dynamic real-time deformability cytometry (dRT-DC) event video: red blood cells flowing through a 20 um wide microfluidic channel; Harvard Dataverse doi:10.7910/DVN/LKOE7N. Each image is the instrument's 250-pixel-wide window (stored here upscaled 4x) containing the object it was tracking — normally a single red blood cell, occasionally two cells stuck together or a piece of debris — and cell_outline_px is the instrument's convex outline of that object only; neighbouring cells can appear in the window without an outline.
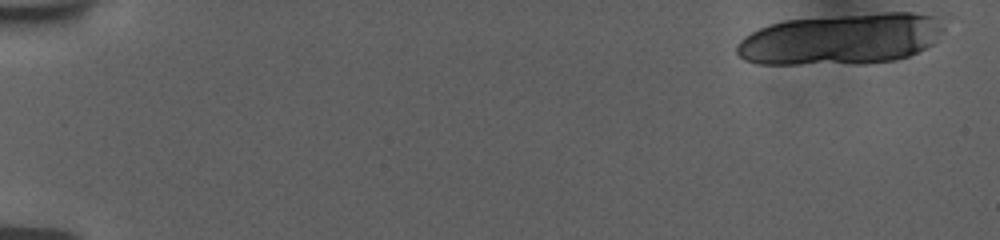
{"species": "human", "species_latin": "Homo sapiens", "temperature_condition": "room temperature", "stored_images_in_passage": 20, "camera_frame_rate_fps": 3000, "um_per_image_px": 0.085, "donor": {"sex": "female"}, "frame": {"image": 1, "passage_image": 1, "time_ms": 0.0, "image_size_px": [1000, 240], "cell_outline_px": [[956, 16], [932, 44], [908, 56], [892, 60], [864, 64], [760, 64], [744, 60], [736, 52], [736, 44], [744, 36], [768, 24], [784, 20], [880, 12], [912, 12]], "centroid_in_image_um": [71.65, 3.29], "position_along_channel_um": 13.3, "area_um2": 63.23}}
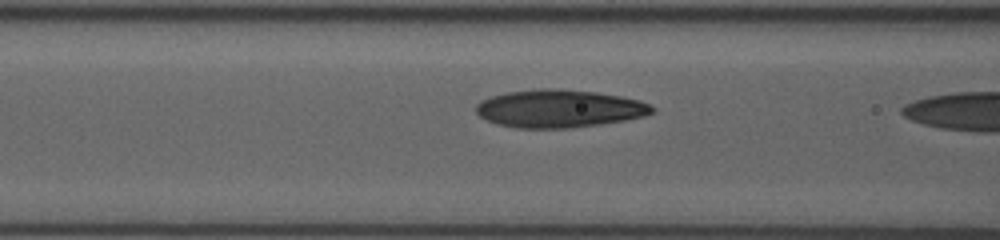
{"frame": {"image": 2, "passage_image": 19, "time_ms": 6.667, "image_size_px": [1000, 240], "cell_outline_px": [[656, 108], [652, 112], [644, 116], [624, 120], [568, 128], [516, 128], [496, 124], [480, 116], [476, 112], [476, 104], [480, 100], [492, 96], [508, 92], [536, 88], [552, 88], [596, 92], [620, 96], [640, 100]], "centroid_in_image_um": [47.5, 9.22], "position_along_channel_um": 119.1, "area_um2": 38.67}}